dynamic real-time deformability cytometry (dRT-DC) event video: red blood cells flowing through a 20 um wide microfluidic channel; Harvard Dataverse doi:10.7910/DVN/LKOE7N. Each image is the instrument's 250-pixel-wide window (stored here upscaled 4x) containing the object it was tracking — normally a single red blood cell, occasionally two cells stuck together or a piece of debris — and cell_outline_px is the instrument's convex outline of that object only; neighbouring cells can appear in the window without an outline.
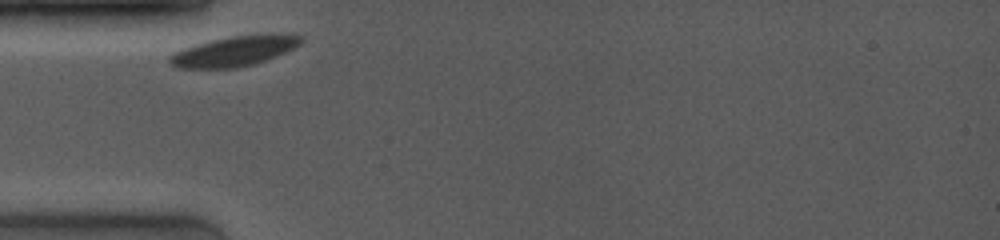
{"species": "common noctule bat (a hibernating species)", "species_latin": "Nyctalus noctula", "temperature_condition": "room temperature", "stored_images_in_passage": 7, "camera_frame_rate_fps": 4000, "um_per_image_px": 0.085, "animal": {"sex": "female", "body_mass_g": 19.0, "forearm_length_mm": 53.3}, "frame": {"image": 1, "passage_image": 1, "time_ms": 0.0, "image_size_px": [1000, 240], "cell_outline_px": [[304, 40], [300, 44], [268, 60], [236, 68], [176, 68], [168, 64], [168, 56], [184, 48], [196, 44], [212, 40], [232, 36], [268, 32], [304, 36]], "centroid_in_image_um": [19.93, 4.33], "position_along_channel_um": 65.1, "area_um2": 23.29}}